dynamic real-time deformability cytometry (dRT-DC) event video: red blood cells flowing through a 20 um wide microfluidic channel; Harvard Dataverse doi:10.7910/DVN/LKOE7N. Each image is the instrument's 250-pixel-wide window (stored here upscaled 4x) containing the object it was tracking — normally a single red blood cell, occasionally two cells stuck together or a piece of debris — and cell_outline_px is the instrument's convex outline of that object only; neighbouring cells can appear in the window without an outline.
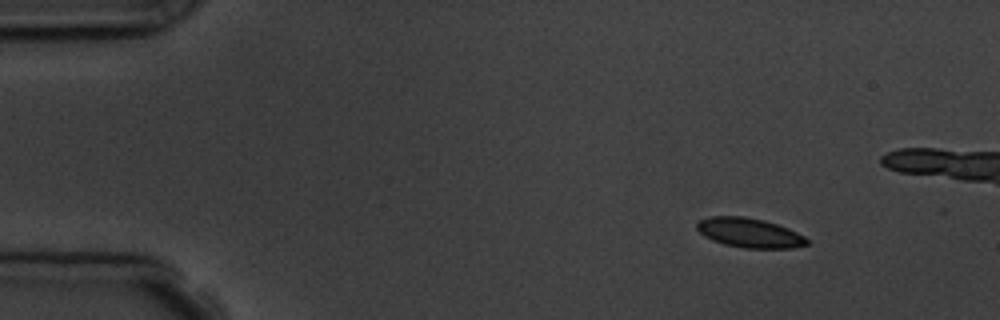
{"species": "common noctule bat (a hibernating species)", "species_latin": "Nyctalus noctula", "temperature_condition": "room temperature", "stored_images_in_passage": 5, "camera_frame_rate_fps": 3000, "um_per_image_px": 0.085, "animal": {"sex": "male", "body_mass_g": 19.5, "forearm_length_mm": 54.6}, "frame": {"image": 1, "passage_image": 2, "time_ms": 1.333, "image_size_px": [1000, 320], "cell_outline_px": [[812, 244], [792, 248], [744, 248], [724, 244], [712, 240], [704, 236], [696, 228], [696, 224], [700, 220], [708, 216], [744, 216], [764, 220], [788, 228], [804, 236]], "centroid_in_image_um": [63.71, 19.79], "position_along_channel_um": 21.3, "area_um2": 19.02}}